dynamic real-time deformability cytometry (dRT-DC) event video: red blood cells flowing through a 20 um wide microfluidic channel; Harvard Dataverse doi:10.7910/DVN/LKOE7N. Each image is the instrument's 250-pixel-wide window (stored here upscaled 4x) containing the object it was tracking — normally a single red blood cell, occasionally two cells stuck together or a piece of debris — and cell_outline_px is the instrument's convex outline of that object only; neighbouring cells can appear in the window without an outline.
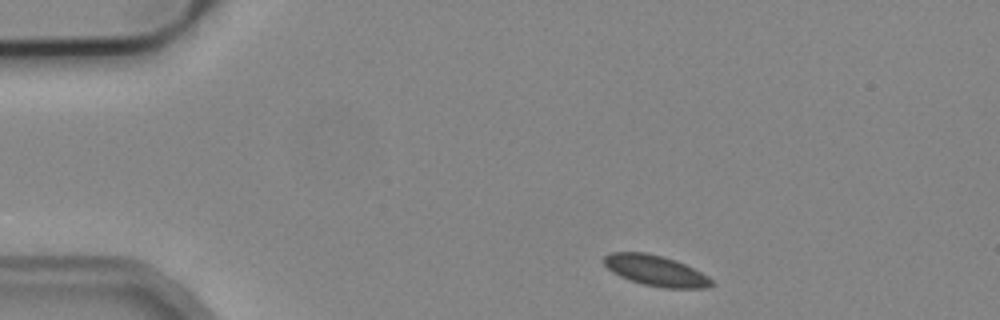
{"species": "common noctule bat (a hibernating species)", "species_latin": "Nyctalus noctula", "temperature_condition": "cold", "stored_images_in_passage": 3, "camera_frame_rate_fps": 3000, "um_per_image_px": 0.085, "animal": {"sex": "male", "body_mass_g": 19.2, "forearm_length_mm": 51.8}, "frame": {"image": 1, "passage_image": 1, "time_ms": 0.0, "image_size_px": [1000, 320], "cell_outline_px": [[716, 284], [708, 288], [664, 288], [644, 284], [628, 280], [612, 272], [604, 264], [604, 256], [612, 252], [644, 252], [676, 260], [708, 276]], "centroid_in_image_um": [55.74, 23.01], "position_along_channel_um": 29.3, "area_um2": 19.13}}